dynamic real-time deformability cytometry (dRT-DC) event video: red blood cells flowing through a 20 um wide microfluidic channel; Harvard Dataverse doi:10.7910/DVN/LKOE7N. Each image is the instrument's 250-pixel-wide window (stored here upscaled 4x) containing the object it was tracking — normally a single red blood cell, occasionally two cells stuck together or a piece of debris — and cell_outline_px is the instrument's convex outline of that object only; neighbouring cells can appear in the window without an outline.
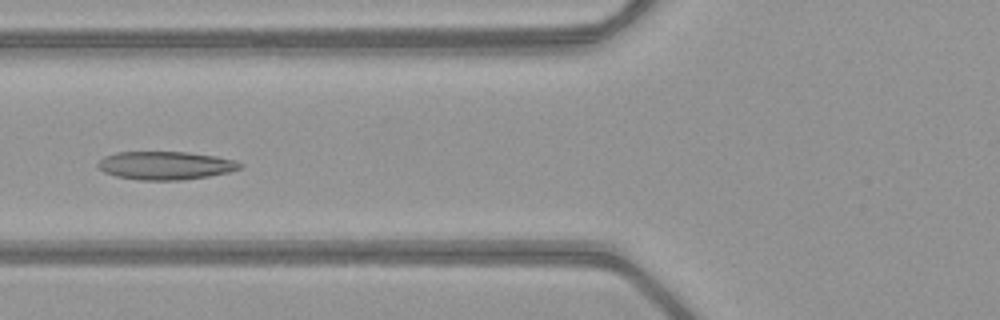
{"species": "common noctule bat (a hibernating species)", "species_latin": "Nyctalus noctula", "temperature_condition": "warm", "stored_images_in_passage": 42, "camera_frame_rate_fps": 3000, "um_per_image_px": 0.085, "animal": {"sex": "female", "body_mass_g": 21.9}, "frame": {"image": 1, "passage_image": 11, "time_ms": 3.333, "image_size_px": [1000, 320], "cell_outline_px": [[244, 164], [240, 168], [228, 172], [208, 176], [180, 180], [140, 180], [116, 176], [104, 172], [96, 164], [104, 156], [116, 152], [188, 152], [216, 156], [236, 160]], "centroid_in_image_um": [14.07, 14.06], "position_along_channel_um": 111.7, "area_um2": 23.35}}
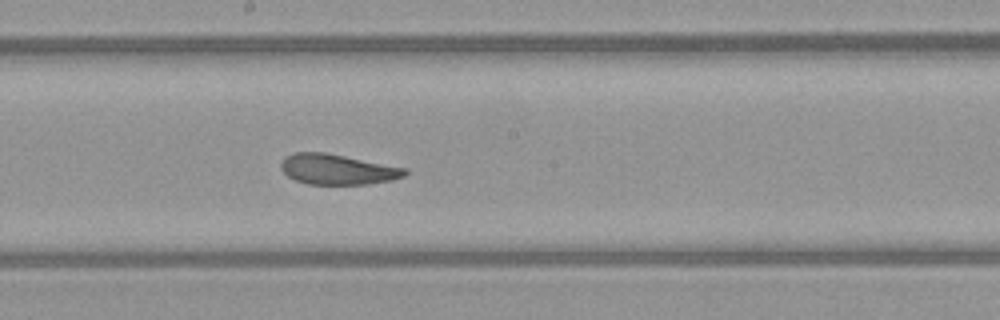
{"frame": {"image": 2, "passage_image": 19, "time_ms": 6.0, "image_size_px": [1000, 320], "cell_outline_px": [[408, 172], [404, 176], [392, 180], [368, 184], [308, 184], [296, 180], [288, 176], [280, 168], [280, 164], [284, 156], [292, 152], [324, 152], [408, 168]], "centroid_in_image_um": [28.68, 14.39], "position_along_channel_um": 219.5, "area_um2": 22.02}}
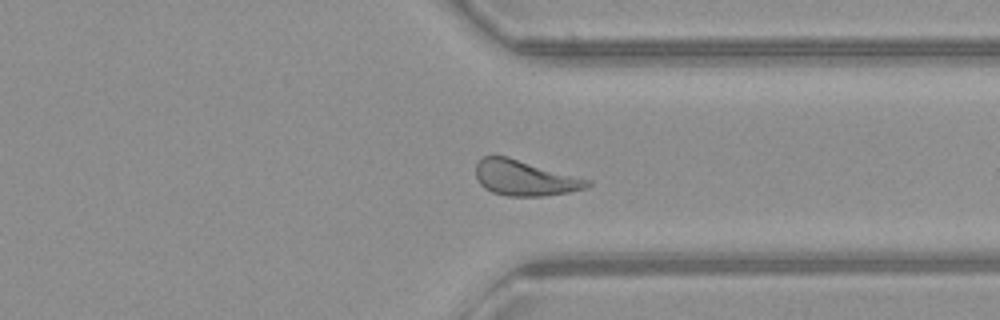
{"frame": {"image": 3, "passage_image": 30, "time_ms": 9.667, "image_size_px": [1000, 320], "cell_outline_px": [[592, 184], [588, 188], [568, 192], [544, 196], [508, 196], [492, 192], [484, 188], [480, 184], [476, 176], [476, 164], [484, 156], [508, 156], [592, 180]], "centroid_in_image_um": [44.64, 15.13], "position_along_channel_um": 366.8, "area_um2": 23.18}, "authors_computed_cell_mechanics": {"area_um2": 23.2067, "velocity_mm_per_s": 4.029, "shape_relaxation_time_tau1_ms": 6.4867, "shape_relaxation_time_tau2_ms": 3.3104, "deformation_change_tau1": 0.1796, "deformation_change_tau2": 0.1198}}